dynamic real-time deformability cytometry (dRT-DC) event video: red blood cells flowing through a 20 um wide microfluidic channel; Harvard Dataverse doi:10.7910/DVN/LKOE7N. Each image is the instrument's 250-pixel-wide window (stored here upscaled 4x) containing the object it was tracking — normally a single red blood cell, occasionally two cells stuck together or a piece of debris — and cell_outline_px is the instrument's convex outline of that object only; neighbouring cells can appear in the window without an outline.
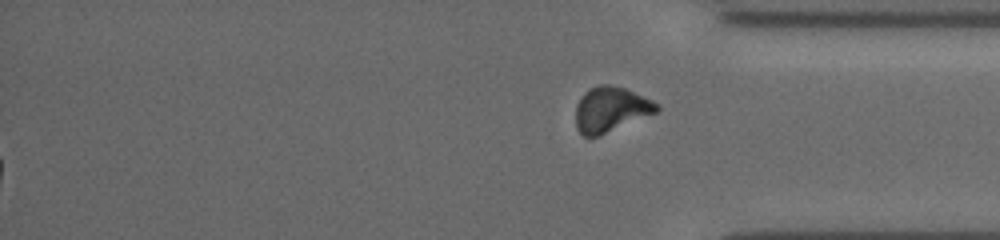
{"species": "common noctule bat (a hibernating species)", "species_latin": "Nyctalus noctula", "temperature_condition": "cold", "stored_images_in_passage": 49, "segment_of_instrument_passage": [2, 2], "camera_frame_rate_fps": 3000, "um_per_image_px": 0.085, "animal": {"sex": "female", "body_mass_g": 19.5, "forearm_length_mm": 54.1}, "frame": {"image": 1, "passage_image": 49, "time_ms": 16.0, "image_size_px": [1000, 240], "cell_outline_px": [[660, 108], [656, 112], [600, 136], [584, 136], [576, 128], [576, 104], [580, 96], [584, 92], [600, 84], [612, 84], [624, 88], [652, 100]], "centroid_in_image_um": [51.87, 9.3], "position_along_channel_um": 383.3, "area_um2": 21.15}}